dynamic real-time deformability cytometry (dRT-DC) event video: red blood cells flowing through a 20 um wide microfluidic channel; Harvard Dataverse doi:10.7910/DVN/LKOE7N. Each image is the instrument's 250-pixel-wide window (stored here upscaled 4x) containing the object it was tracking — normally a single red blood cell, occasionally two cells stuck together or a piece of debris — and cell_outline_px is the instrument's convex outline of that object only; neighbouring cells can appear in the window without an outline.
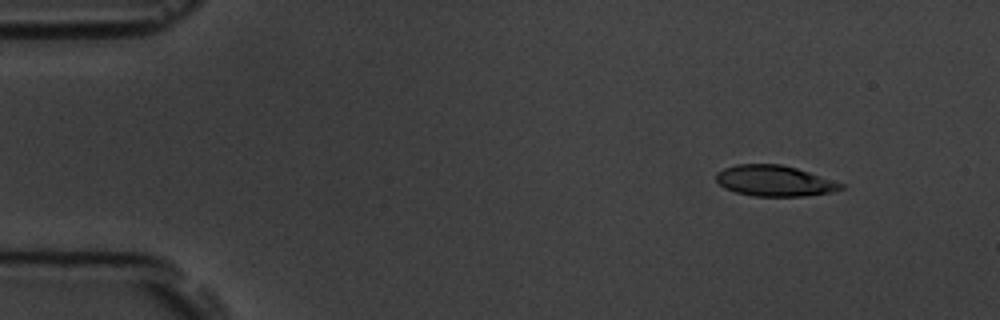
{"species": "common noctule bat (a hibernating species)", "species_latin": "Nyctalus noctula", "temperature_condition": "room temperature", "stored_images_in_passage": 6, "camera_frame_rate_fps": 3000, "um_per_image_px": 0.085, "animal": {"sex": "male", "body_mass_g": 19.5, "forearm_length_mm": 54.6}, "frame": {"image": 1, "passage_image": 2, "time_ms": 1.333, "image_size_px": [1000, 320], "cell_outline_px": [[844, 188], [832, 192], [804, 196], [752, 196], [736, 192], [724, 188], [716, 180], [716, 172], [724, 168], [736, 164], [780, 164], [796, 168], [844, 184]], "centroid_in_image_um": [65.8, 15.37], "position_along_channel_um": 19.2, "area_um2": 22.31}}
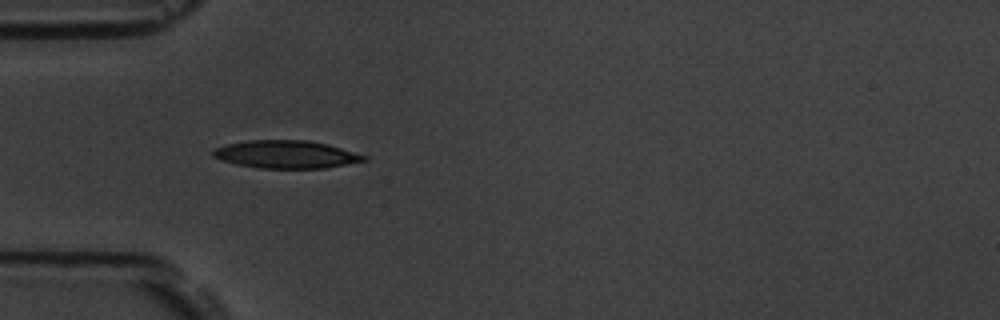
{"frame": {"image": 2, "passage_image": 5, "time_ms": 5.0, "image_size_px": [1000, 320], "cell_outline_px": [[368, 160], [324, 168], [260, 168], [236, 164], [212, 156], [212, 152], [216, 148], [228, 144], [252, 140], [308, 140], [328, 144], [368, 156]], "centroid_in_image_um": [24.36, 13.12], "position_along_channel_um": 60.6, "area_um2": 24.22}}
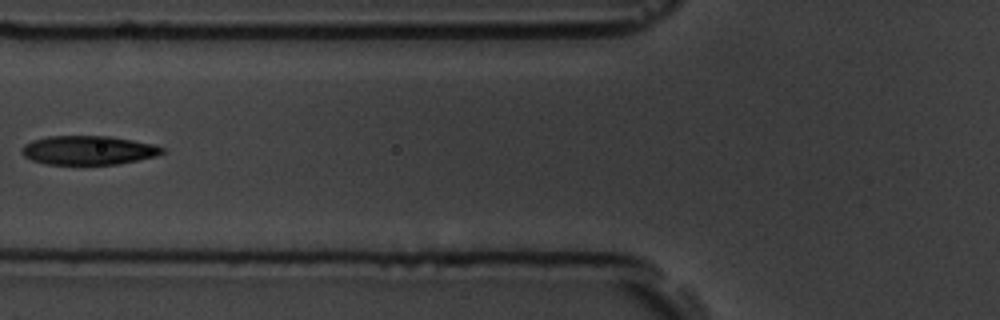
{"frame": {"image": 3, "passage_image": 6, "time_ms": 6.667, "image_size_px": [1000, 320], "cell_outline_px": [[164, 152], [156, 156], [116, 164], [44, 164], [32, 160], [24, 156], [20, 152], [20, 148], [24, 144], [32, 140], [48, 136], [108, 136], [156, 144], [164, 148]], "centroid_in_image_um": [7.47, 12.76], "position_along_channel_um": 118.3, "area_um2": 23.76}}